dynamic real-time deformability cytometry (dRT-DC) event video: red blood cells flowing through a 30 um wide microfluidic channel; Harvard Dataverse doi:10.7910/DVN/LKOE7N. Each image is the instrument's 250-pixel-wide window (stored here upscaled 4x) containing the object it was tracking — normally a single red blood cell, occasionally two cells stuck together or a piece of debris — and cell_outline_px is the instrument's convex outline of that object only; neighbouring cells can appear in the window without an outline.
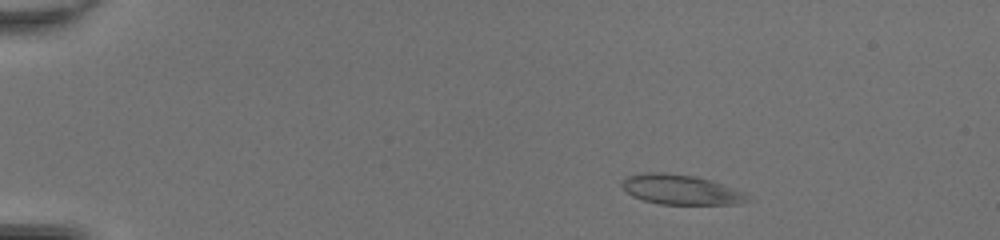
{"species": "common noctule bat (a hibernating species)", "species_latin": "Nyctalus noctula", "temperature_condition": "room temperature", "stored_images_in_passage": 47, "camera_frame_rate_fps": 3000, "um_per_image_px": 0.085, "animal": {"sex": "female", "body_mass_g": 20.0, "forearm_length_mm": 54.0}, "frame": {"image": 1, "passage_image": 6, "time_ms": 1.667, "image_size_px": [1000, 240], "cell_outline_px": [[752, 200], [736, 204], [660, 204], [644, 200], [632, 196], [620, 184], [628, 176], [644, 172], [664, 172], [692, 176], [712, 180], [748, 192]], "centroid_in_image_um": [57.95, 16.12], "position_along_channel_um": 27.0, "area_um2": 22.02}}
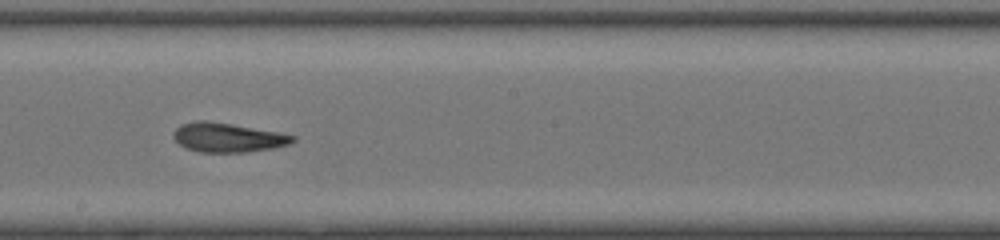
{"frame": {"image": 2, "passage_image": 27, "time_ms": 8.667, "image_size_px": [1000, 240], "cell_outline_px": [[296, 140], [288, 144], [272, 148], [244, 152], [200, 152], [188, 148], [180, 144], [172, 136], [172, 132], [180, 124], [196, 120], [208, 120], [280, 132], [296, 136]], "centroid_in_image_um": [19.34, 11.67], "position_along_channel_um": 228.9, "area_um2": 20.35}}
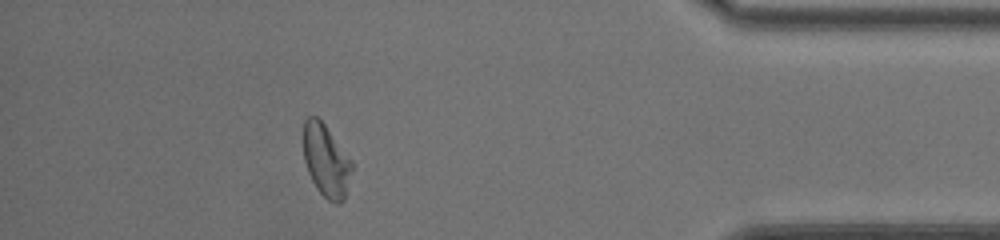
{"frame": {"image": 3, "passage_image": 42, "time_ms": 13.667, "image_size_px": [1000, 240], "cell_outline_px": [[352, 168], [344, 200], [340, 204], [336, 204], [328, 200], [316, 188], [308, 172], [304, 160], [304, 120], [308, 116], [316, 116], [324, 124], [352, 160]], "centroid_in_image_um": [27.72, 13.67], "position_along_channel_um": 407.5, "area_um2": 20.29}, "authors_computed_cell_mechanics": {"area_um2": 20.9814, "velocity_mm_per_s": 4.322, "shape_relaxation_time_tau1_ms": 3.7034, "shape_relaxation_time_tau2_ms": 2.1535, "deformation_change_tau1": 0.1542, "deformation_change_tau2": 0.1093}}